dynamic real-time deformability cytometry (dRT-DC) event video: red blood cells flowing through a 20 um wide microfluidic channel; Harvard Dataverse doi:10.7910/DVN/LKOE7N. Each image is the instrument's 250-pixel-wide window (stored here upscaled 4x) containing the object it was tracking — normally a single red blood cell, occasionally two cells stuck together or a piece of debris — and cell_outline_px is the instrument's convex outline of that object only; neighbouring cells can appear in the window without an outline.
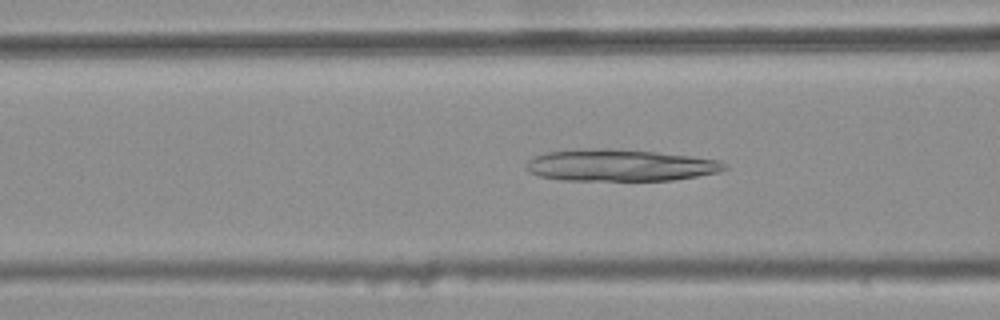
{"species": "common noctule bat (a hibernating species)", "species_latin": "Nyctalus noctula", "temperature_condition": "warm", "stored_images_in_passage": 45, "camera_frame_rate_fps": 3000, "um_per_image_px": 0.085, "animal": {"sex": "female", "body_mass_g": 25.1}, "frame": {"image": 1, "passage_image": 20, "time_ms": 6.333, "image_size_px": [1000, 320], "cell_outline_px": [[728, 168], [720, 172], [672, 180], [564, 180], [540, 176], [528, 172], [524, 168], [528, 160], [532, 156], [544, 152], [592, 148], [612, 148], [656, 152], [692, 156], [720, 160], [728, 164]], "centroid_in_image_um": [52.69, 14.04], "position_along_channel_um": 113.9, "area_um2": 37.05}}
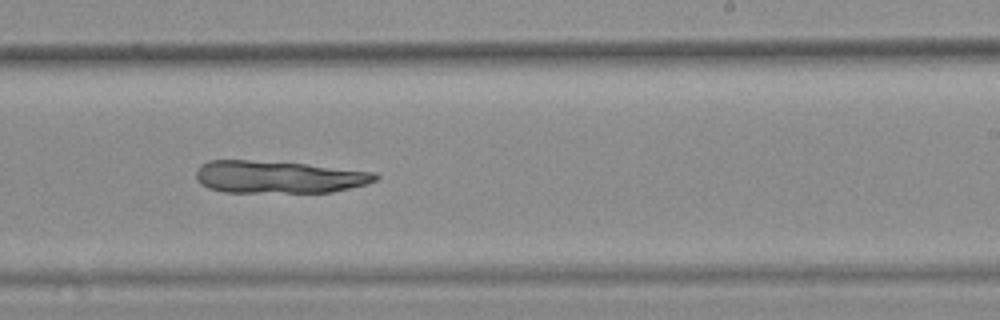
{"frame": {"image": 2, "passage_image": 32, "time_ms": 10.333, "image_size_px": [1000, 320], "cell_outline_px": [[380, 176], [376, 180], [368, 184], [332, 192], [224, 192], [208, 188], [200, 184], [196, 180], [196, 168], [200, 164], [208, 160], [248, 160], [308, 164], [376, 172]], "centroid_in_image_um": [23.66, 15.04], "position_along_channel_um": 265.3, "area_um2": 34.16}}
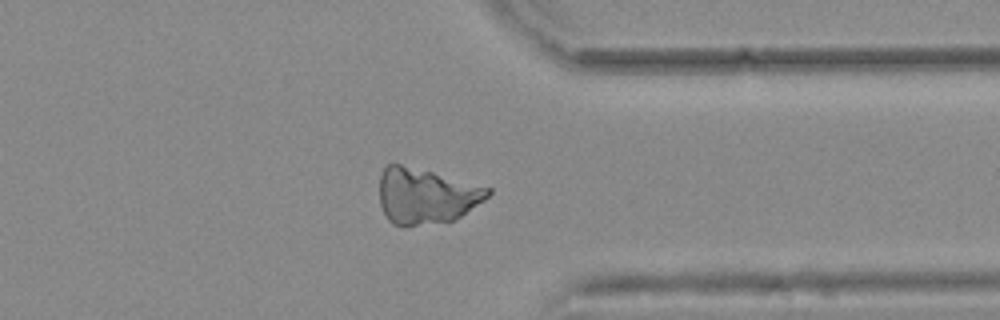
{"frame": {"image": 3, "passage_image": 41, "time_ms": 13.333, "image_size_px": [1000, 320], "cell_outline_px": [[492, 192], [484, 200], [456, 220], [400, 228], [392, 224], [388, 220], [380, 204], [380, 176], [384, 168], [388, 164], [400, 164], [432, 172], [492, 188]], "centroid_in_image_um": [36.2, 16.68], "position_along_channel_um": 375.2, "area_um2": 35.32}}